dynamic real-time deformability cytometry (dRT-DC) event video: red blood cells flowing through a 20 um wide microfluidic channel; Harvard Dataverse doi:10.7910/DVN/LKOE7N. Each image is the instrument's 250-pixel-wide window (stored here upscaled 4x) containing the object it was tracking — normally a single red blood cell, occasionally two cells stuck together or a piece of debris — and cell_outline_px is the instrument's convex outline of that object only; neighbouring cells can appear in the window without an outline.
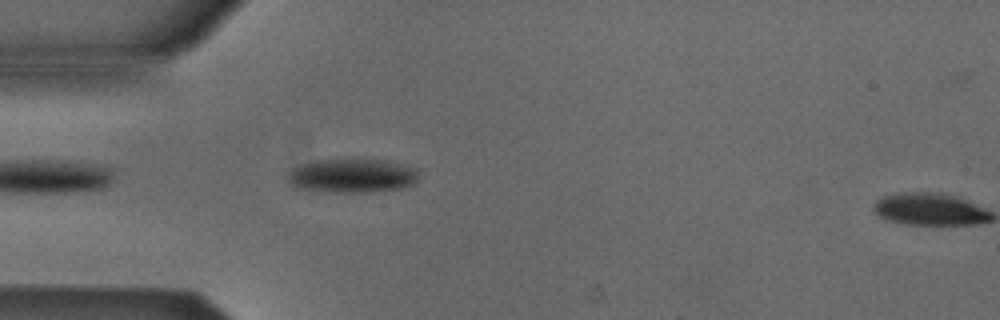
{"species": "Egyptian fruit bat (a non-hibernating species)", "species_latin": "Rousettus aegyptiacus", "temperature_condition": "cold", "stored_images_in_passage": 2, "camera_frame_rate_fps": 3000, "um_per_image_px": 0.085, "animal": {"sex": "male"}, "frame": {"image": 1, "passage_image": 1, "time_ms": 0.0, "image_size_px": [1000, 320], "cell_outline_px": [[416, 180], [412, 184], [400, 188], [372, 192], [332, 192], [292, 188], [288, 180], [288, 172], [292, 168], [300, 164], [316, 160], [388, 160], [416, 168]], "centroid_in_image_um": [29.87, 14.94], "position_along_channel_um": 55.1, "area_um2": 25.89}}